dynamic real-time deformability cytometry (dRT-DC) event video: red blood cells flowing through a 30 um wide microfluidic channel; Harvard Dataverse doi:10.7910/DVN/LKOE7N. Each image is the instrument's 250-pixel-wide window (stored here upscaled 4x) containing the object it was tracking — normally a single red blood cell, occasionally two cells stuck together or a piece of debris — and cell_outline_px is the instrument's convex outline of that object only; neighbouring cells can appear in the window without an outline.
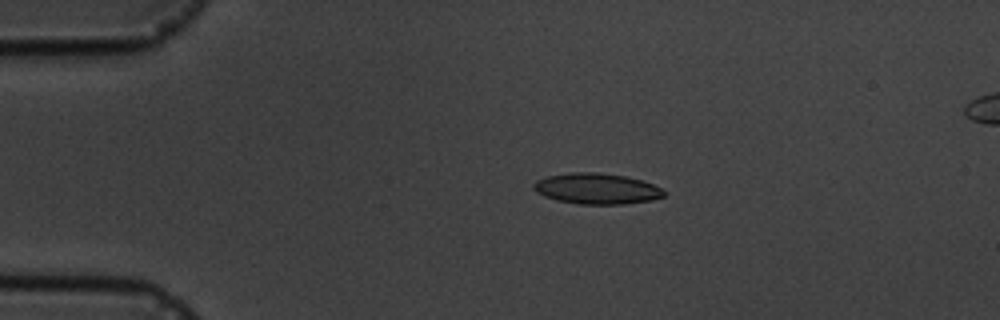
{"species": "common noctule bat (a hibernating species)", "species_latin": "Nyctalus noctula", "temperature_condition": "cold", "stored_images_in_passage": 5, "camera_frame_rate_fps": 3000, "um_per_image_px": 0.085, "animal": {"sex": "male", "body_mass_g": 19.5, "forearm_length_mm": 54.6}, "frame": {"image": 1, "passage_image": 2, "time_ms": 1.333, "image_size_px": [1000, 320], "cell_outline_px": [[664, 196], [652, 200], [620, 204], [580, 204], [556, 200], [544, 196], [536, 192], [532, 188], [532, 184], [536, 180], [548, 176], [572, 172], [596, 172], [624, 176], [640, 180], [652, 184], [660, 188], [664, 192]], "centroid_in_image_um": [50.66, 16.03], "position_along_channel_um": 34.3, "area_um2": 23.24}}
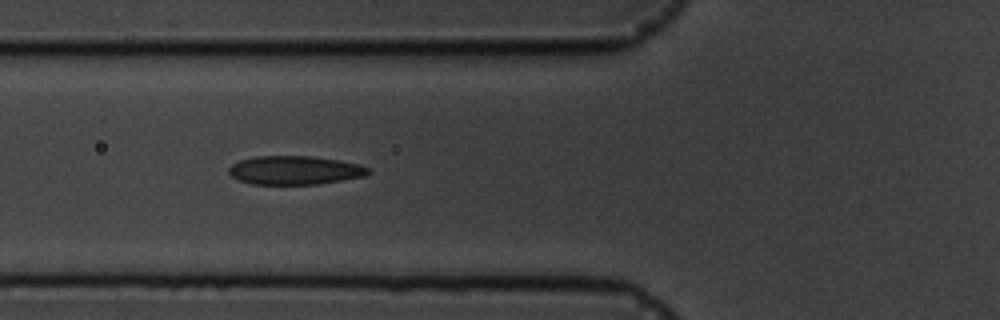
{"frame": {"image": 2, "passage_image": 4, "time_ms": 4.333, "image_size_px": [1000, 320], "cell_outline_px": [[372, 172], [364, 176], [320, 184], [252, 184], [236, 180], [228, 172], [228, 168], [232, 164], [240, 160], [256, 156], [312, 156], [340, 160], [360, 164], [368, 168]], "centroid_in_image_um": [25.05, 14.47], "position_along_channel_um": 100.7, "area_um2": 23.47}}
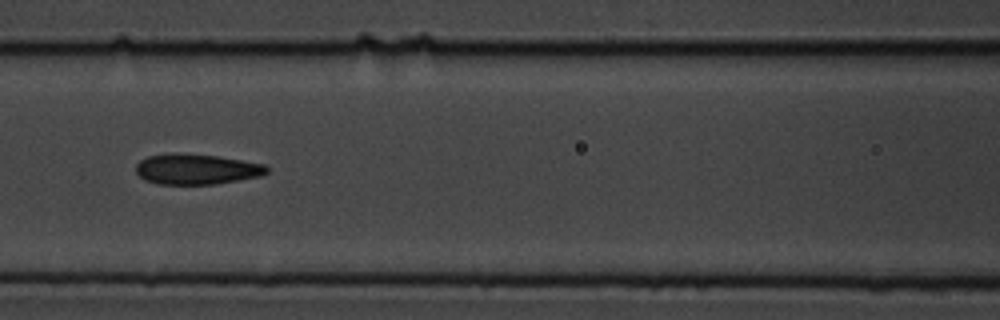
{"frame": {"image": 3, "passage_image": 5, "time_ms": 5.667, "image_size_px": [1000, 320], "cell_outline_px": [[268, 172], [260, 176], [216, 184], [160, 184], [144, 180], [136, 172], [136, 164], [140, 160], [148, 156], [216, 156], [264, 164], [268, 168]], "centroid_in_image_um": [16.73, 14.43], "position_along_channel_um": 149.9, "area_um2": 22.2}}